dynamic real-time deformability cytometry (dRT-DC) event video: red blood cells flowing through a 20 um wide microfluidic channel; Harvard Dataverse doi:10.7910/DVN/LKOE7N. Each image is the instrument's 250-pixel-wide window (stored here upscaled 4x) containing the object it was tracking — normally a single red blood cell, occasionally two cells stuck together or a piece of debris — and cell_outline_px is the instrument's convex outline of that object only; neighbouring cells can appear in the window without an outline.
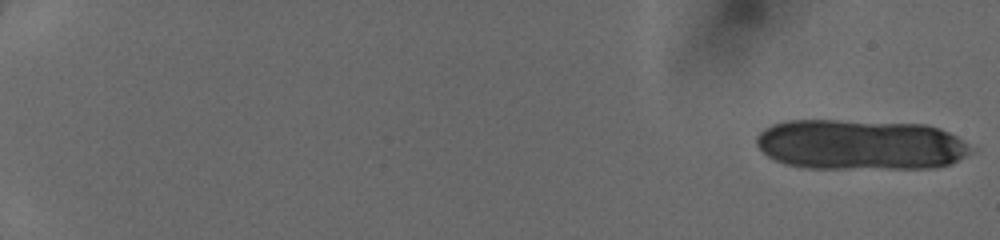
{"species": "human", "species_latin": "Homo sapiens", "temperature_condition": "cold", "stored_images_in_passage": 42, "camera_frame_rate_fps": 3000, "um_per_image_px": 0.085, "donor": {"sex": "female"}, "frame": {"image": 1, "passage_image": 1, "time_ms": 0.0, "image_size_px": [1000, 240], "cell_outline_px": [[976, 148], [972, 152], [952, 164], [936, 168], [808, 168], [784, 164], [768, 156], [756, 144], [756, 136], [764, 128], [772, 124], [784, 120], [836, 120], [924, 124], [940, 128], [956, 136]], "centroid_in_image_um": [73.16, 12.3], "position_along_channel_um": 11.8, "area_um2": 63.52}}
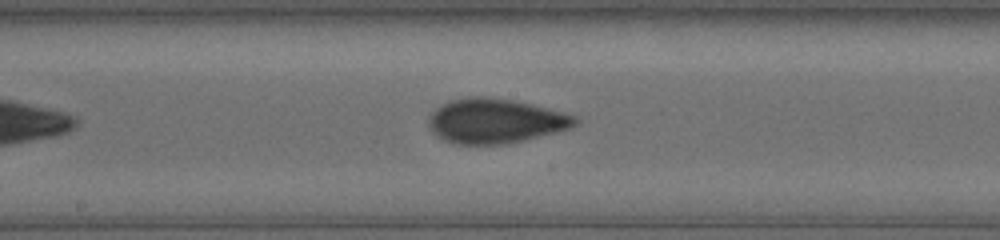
{"frame": {"image": 2, "passage_image": 26, "time_ms": 10.0, "image_size_px": [1000, 240], "cell_outline_px": [[580, 120], [572, 128], [508, 144], [456, 144], [444, 140], [436, 136], [432, 132], [428, 124], [428, 120], [432, 112], [436, 108], [452, 100], [464, 96], [488, 96], [512, 100], [532, 104], [564, 112], [576, 116]], "centroid_in_image_um": [42.11, 10.28], "position_along_channel_um": 206.1, "area_um2": 38.32}}
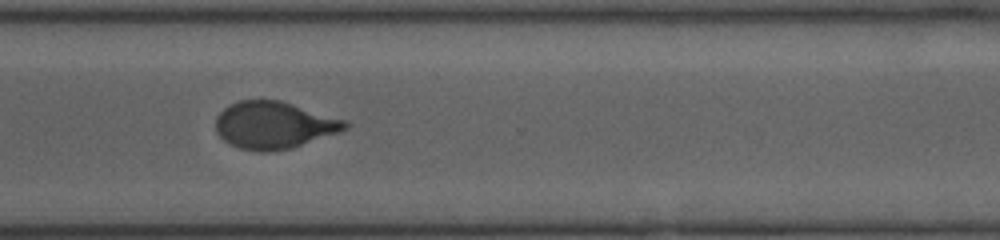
{"frame": {"image": 3, "passage_image": 35, "time_ms": 13.333, "image_size_px": [1000, 240], "cell_outline_px": [[348, 128], [292, 148], [268, 152], [260, 152], [240, 148], [224, 140], [216, 132], [216, 116], [224, 108], [240, 100], [280, 100], [348, 120]], "centroid_in_image_um": [23.29, 10.63], "position_along_channel_um": 347.3, "area_um2": 35.37}}